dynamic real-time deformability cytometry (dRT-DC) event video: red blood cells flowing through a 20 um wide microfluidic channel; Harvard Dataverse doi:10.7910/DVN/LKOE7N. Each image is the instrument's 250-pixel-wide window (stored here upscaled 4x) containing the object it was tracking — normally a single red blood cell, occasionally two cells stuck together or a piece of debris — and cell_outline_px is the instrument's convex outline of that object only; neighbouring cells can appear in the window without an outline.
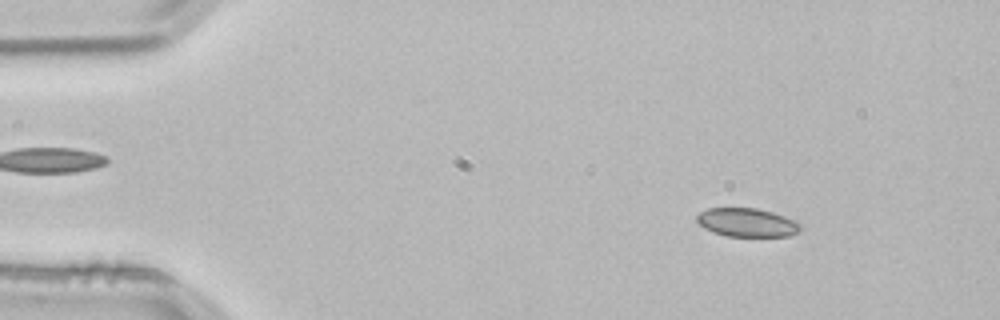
{"species": "common noctule bat (a hibernating species)", "species_latin": "Nyctalus noctula", "temperature_condition": "room temperature", "stored_images_in_passage": 52, "camera_frame_rate_fps": 3000, "um_per_image_px": 0.085, "animal": {"sex": "male", "body_mass_g": 21.5, "forearm_length_mm": 52.0}, "frame": {"image": 1, "passage_image": 6, "time_ms": 1.667, "image_size_px": [1000, 320], "cell_outline_px": [[800, 228], [796, 232], [788, 236], [724, 236], [712, 232], [704, 228], [696, 220], [696, 216], [700, 212], [708, 208], [756, 208], [772, 212], [784, 216], [800, 224]], "centroid_in_image_um": [63.43, 18.91], "position_along_channel_um": 21.6, "area_um2": 17.11}}
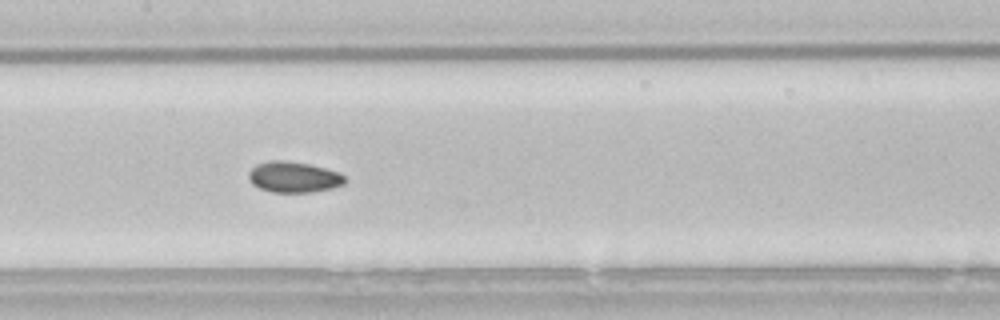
{"frame": {"image": 2, "passage_image": 25, "time_ms": 8.0, "image_size_px": [1000, 320], "cell_outline_px": [[348, 180], [344, 184], [332, 188], [312, 192], [272, 192], [260, 188], [252, 184], [248, 176], [248, 172], [256, 164], [268, 160], [284, 160], [308, 164], [340, 172]], "centroid_in_image_um": [24.97, 15.04], "position_along_channel_um": 182.4, "area_um2": 17.4}}
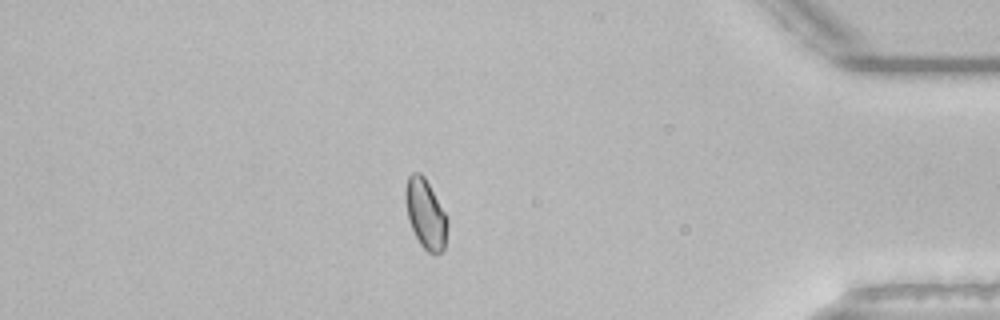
{"frame": {"image": 3, "passage_image": 45, "time_ms": 14.667, "image_size_px": [1000, 320], "cell_outline_px": [[448, 224], [444, 248], [440, 252], [428, 252], [420, 244], [408, 220], [404, 200], [404, 192], [408, 176], [412, 172], [420, 172], [424, 176], [444, 212], [448, 220]], "centroid_in_image_um": [36.14, 18.15], "position_along_channel_um": 399.1, "area_um2": 16.82}, "authors_computed_cell_mechanics": {"area_um2": 17.1088, "velocity_mm_per_s": 3.8218, "shape_relaxation_time_tau1_ms": null, "shape_relaxation_time_tau2_ms": 1.8142, "deformation_change_tau1": null, "deformation_change_tau2": 0.0495}}